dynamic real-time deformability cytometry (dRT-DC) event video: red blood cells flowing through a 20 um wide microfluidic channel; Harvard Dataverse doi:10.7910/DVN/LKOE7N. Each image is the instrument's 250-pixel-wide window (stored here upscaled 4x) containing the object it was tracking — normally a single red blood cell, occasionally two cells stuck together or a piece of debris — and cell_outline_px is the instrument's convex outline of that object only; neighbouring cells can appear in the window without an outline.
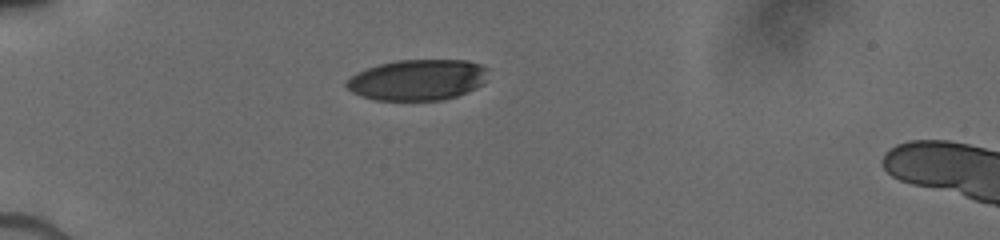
{"species": "human", "species_latin": "Homo sapiens", "temperature_condition": "cold", "stored_images_in_passage": 25, "camera_frame_rate_fps": 3000, "um_per_image_px": 0.085, "donor": {"sex": "male"}, "frame": {"image": 1, "passage_image": 1, "time_ms": 0.0, "image_size_px": [1000, 240], "cell_outline_px": [[488, 68], [484, 84], [476, 88], [456, 96], [444, 100], [372, 100], [360, 96], [352, 92], [344, 84], [344, 80], [356, 72], [380, 64], [396, 60], [468, 60], [480, 64]], "centroid_in_image_um": [35.47, 6.79], "position_along_channel_um": 49.5, "area_um2": 34.04}}
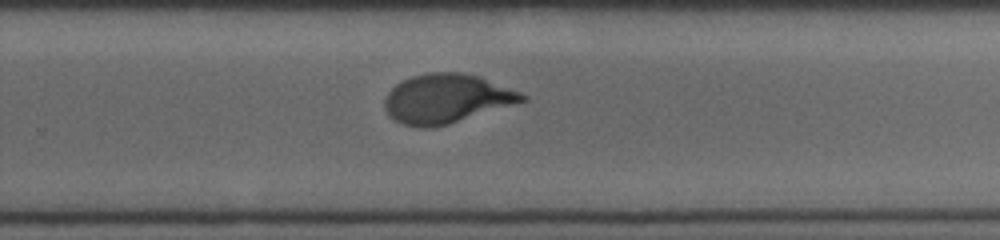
{"frame": {"image": 2, "passage_image": 11, "time_ms": 6.667, "image_size_px": [1000, 240], "cell_outline_px": [[528, 100], [448, 124], [428, 128], [420, 128], [400, 124], [388, 116], [384, 108], [384, 100], [388, 92], [396, 84], [412, 76], [428, 72], [464, 72], [480, 76], [520, 92], [528, 96]], "centroid_in_image_um": [37.93, 8.38], "position_along_channel_um": 291.9, "area_um2": 39.54}}
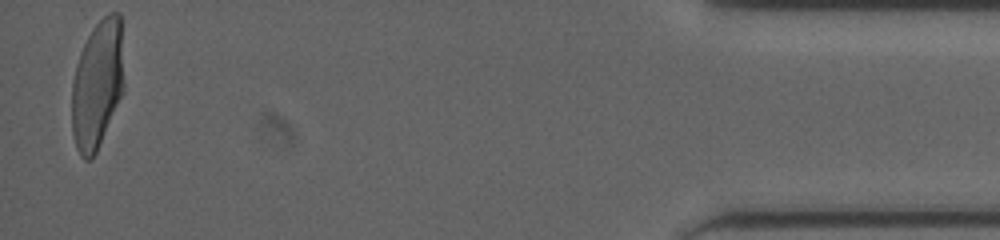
{"frame": {"image": 3, "passage_image": 24, "time_ms": 11.667, "image_size_px": [1000, 240], "cell_outline_px": [[124, 92], [96, 152], [92, 160], [84, 160], [80, 156], [76, 148], [72, 132], [72, 80], [76, 64], [80, 52], [92, 28], [108, 12], [120, 12], [124, 84]], "centroid_in_image_um": [8.27, 7.19], "position_along_channel_um": 426.9, "area_um2": 39.48}}